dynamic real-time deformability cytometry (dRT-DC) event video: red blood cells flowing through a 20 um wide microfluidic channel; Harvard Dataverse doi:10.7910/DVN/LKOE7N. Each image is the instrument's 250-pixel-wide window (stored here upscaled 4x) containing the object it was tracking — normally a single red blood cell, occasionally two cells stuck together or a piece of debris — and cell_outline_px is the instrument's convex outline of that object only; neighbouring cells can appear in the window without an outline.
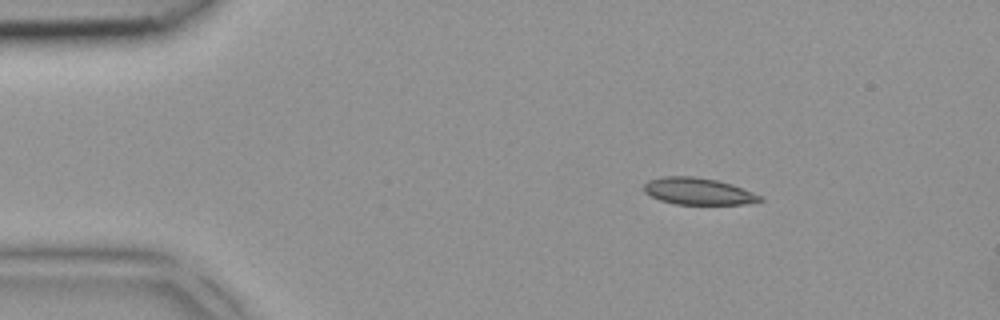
{"species": "common noctule bat (a hibernating species)", "species_latin": "Nyctalus noctula", "temperature_condition": "room temperature", "stored_images_in_passage": 3, "camera_frame_rate_fps": 3000, "um_per_image_px": 0.085, "animal": {"sex": "female", "body_mass_g": 18.4}, "frame": {"image": 1, "passage_image": 1, "time_ms": 0.0, "image_size_px": [1000, 320], "cell_outline_px": [[764, 200], [744, 204], [676, 204], [660, 200], [644, 192], [644, 184], [648, 180], [664, 176], [696, 176], [716, 180], [732, 184], [752, 192], [760, 196]], "centroid_in_image_um": [59.32, 16.25], "position_along_channel_um": 25.7, "area_um2": 18.03}}